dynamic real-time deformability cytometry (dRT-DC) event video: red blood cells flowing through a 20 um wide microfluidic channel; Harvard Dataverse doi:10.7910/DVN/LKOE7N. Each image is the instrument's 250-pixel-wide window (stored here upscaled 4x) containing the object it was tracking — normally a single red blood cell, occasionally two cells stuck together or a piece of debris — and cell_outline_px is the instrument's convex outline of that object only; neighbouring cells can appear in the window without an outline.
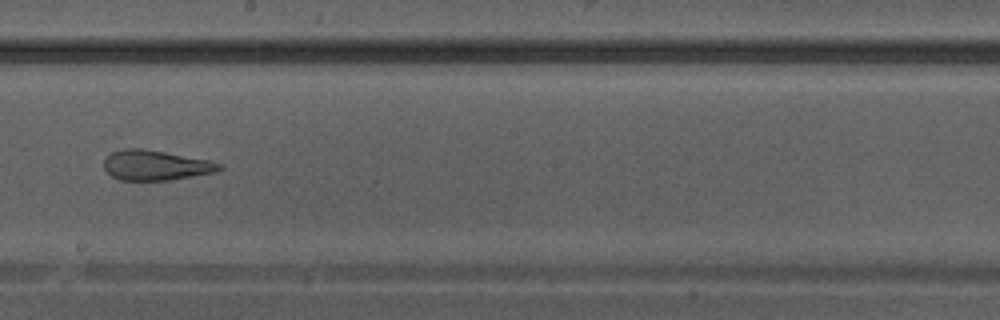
{"species": "Egyptian fruit bat (a non-hibernating species)", "species_latin": "Rousettus aegyptiacus", "temperature_condition": "warm", "stored_images_in_passage": 31, "camera_frame_rate_fps": 3000, "um_per_image_px": 0.085, "animal": {"sex": "male"}, "frame": {"image": 1, "passage_image": 14, "time_ms": 4.333, "image_size_px": [1000, 320], "cell_outline_px": [[224, 168], [216, 172], [168, 180], [120, 180], [112, 176], [104, 168], [104, 160], [112, 152], [124, 148], [140, 148], [164, 152], [208, 160], [224, 164]], "centroid_in_image_um": [13.25, 14.05], "position_along_channel_um": 235.0, "area_um2": 20.06}}